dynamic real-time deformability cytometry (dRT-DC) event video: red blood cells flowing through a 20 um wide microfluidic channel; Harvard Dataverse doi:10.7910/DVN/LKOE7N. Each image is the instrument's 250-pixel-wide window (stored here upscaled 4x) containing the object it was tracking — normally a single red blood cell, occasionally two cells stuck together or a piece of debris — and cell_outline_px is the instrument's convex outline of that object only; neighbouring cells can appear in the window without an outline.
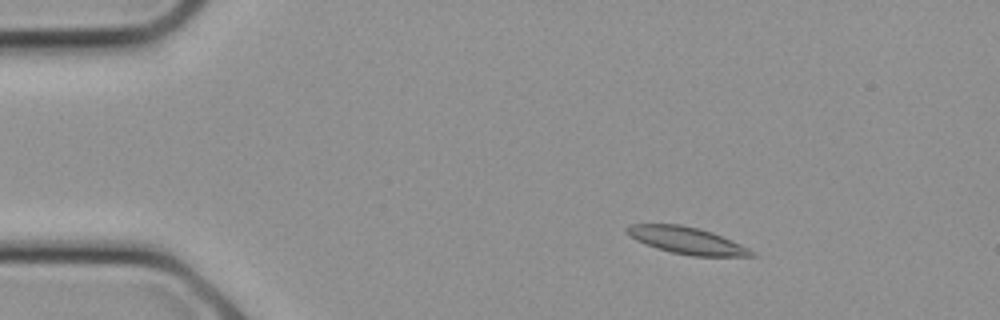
{"species": "common noctule bat (a hibernating species)", "species_latin": "Nyctalus noctula", "temperature_condition": "cold", "stored_images_in_passage": 7, "camera_frame_rate_fps": 3000, "um_per_image_px": 0.085, "animal": {"sex": "female", "body_mass_g": 21.9}, "frame": {"image": 1, "passage_image": 2, "time_ms": 0.333, "image_size_px": [1000, 320], "cell_outline_px": [[756, 256], [692, 256], [672, 252], [656, 248], [636, 240], [628, 236], [624, 228], [628, 224], [680, 224], [712, 232], [748, 248]], "centroid_in_image_um": [58.29, 20.43], "position_along_channel_um": 26.7, "area_um2": 19.31}}
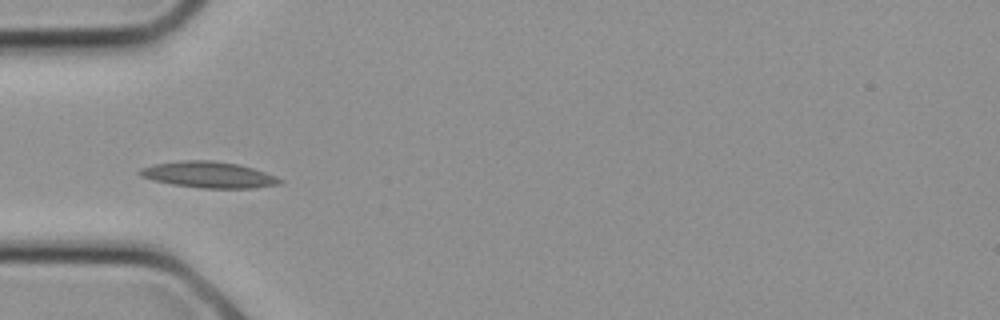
{"frame": {"image": 2, "passage_image": 6, "time_ms": 1.667, "image_size_px": [1000, 320], "cell_outline_px": [[284, 180], [280, 184], [252, 188], [200, 188], [172, 184], [152, 180], [140, 176], [136, 172], [140, 168], [156, 164], [184, 160], [212, 160], [236, 164], [252, 168], [276, 176]], "centroid_in_image_um": [17.71, 14.86], "position_along_channel_um": 67.3, "area_um2": 21.27}}